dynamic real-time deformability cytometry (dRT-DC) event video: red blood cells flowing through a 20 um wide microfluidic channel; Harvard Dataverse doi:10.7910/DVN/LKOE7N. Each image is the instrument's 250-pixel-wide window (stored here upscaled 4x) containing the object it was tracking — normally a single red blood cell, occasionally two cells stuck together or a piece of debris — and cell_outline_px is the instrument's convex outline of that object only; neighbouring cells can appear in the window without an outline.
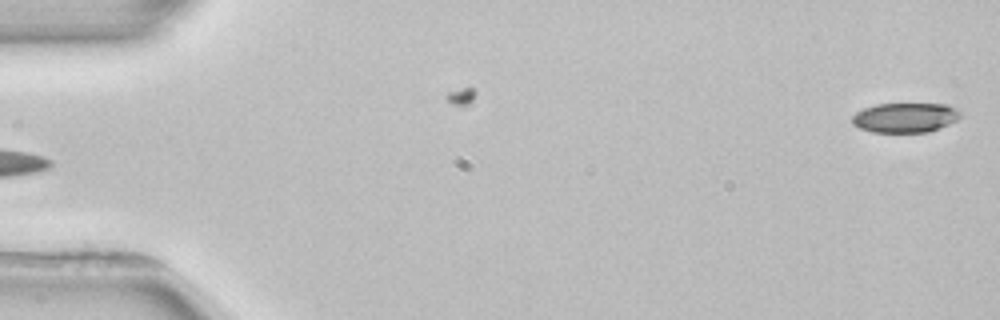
{"species": "common noctule bat (a hibernating species)", "species_latin": "Nyctalus noctula", "temperature_condition": "room temperature", "stored_images_in_passage": 4, "segment_of_instrument_passage": [2, 2], "camera_frame_rate_fps": 3000, "um_per_image_px": 0.085, "animal": {"sex": "female", "body_mass_g": 22.7, "forearm_length_mm": 54.2}, "frame": {"image": 1, "passage_image": 4, "time_ms": 5.667, "image_size_px": [1000, 320], "cell_outline_px": [[960, 116], [956, 120], [940, 128], [928, 132], [872, 132], [860, 128], [852, 124], [852, 116], [856, 112], [864, 108], [876, 104], [948, 104], [956, 108], [960, 112]], "centroid_in_image_um": [76.93, 9.99], "position_along_channel_um": 8.1, "area_um2": 18.73}}